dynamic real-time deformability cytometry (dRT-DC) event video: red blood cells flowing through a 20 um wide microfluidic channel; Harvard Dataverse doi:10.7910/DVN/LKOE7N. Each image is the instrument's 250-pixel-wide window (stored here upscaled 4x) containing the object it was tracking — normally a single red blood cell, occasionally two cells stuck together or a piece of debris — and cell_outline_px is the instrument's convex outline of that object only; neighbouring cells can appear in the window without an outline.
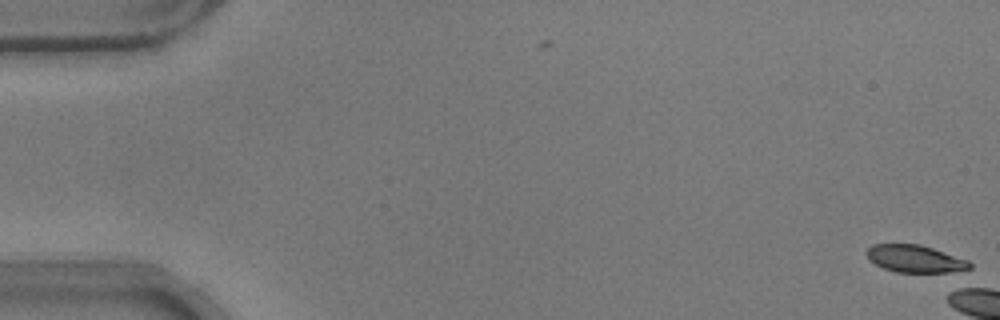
{"species": "common noctule bat (a hibernating species)", "species_latin": "Nyctalus noctula", "temperature_condition": "warm", "stored_images_in_passage": 2, "camera_frame_rate_fps": 3000, "um_per_image_px": 0.085, "animal": {"sex": "male", "body_mass_g": 17.9}, "frame": {"image": 1, "passage_image": 2, "time_ms": 0.333, "image_size_px": [1000, 320], "cell_outline_px": [[972, 268], [964, 272], [896, 272], [884, 268], [868, 260], [864, 252], [872, 244], [920, 244], [968, 260], [972, 264]], "centroid_in_image_um": [77.79, 22.0], "position_along_channel_um": 7.2, "area_um2": 16.65}}